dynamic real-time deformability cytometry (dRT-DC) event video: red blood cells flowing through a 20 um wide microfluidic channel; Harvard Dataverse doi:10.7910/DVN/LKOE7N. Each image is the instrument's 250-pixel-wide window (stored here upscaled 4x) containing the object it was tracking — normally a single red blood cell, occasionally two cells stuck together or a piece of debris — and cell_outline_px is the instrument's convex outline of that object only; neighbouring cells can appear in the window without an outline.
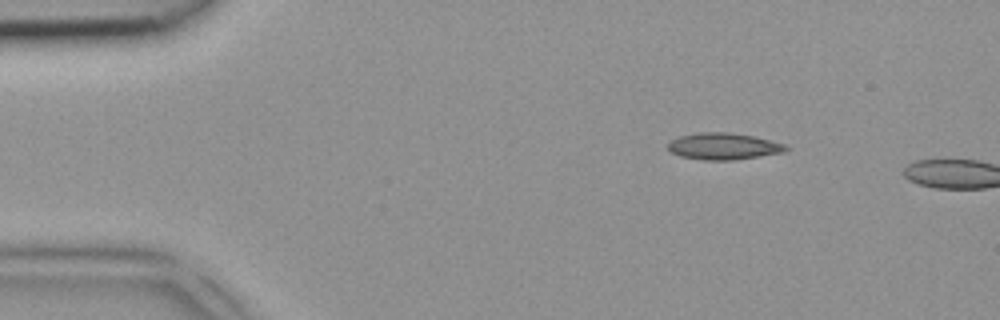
{"species": "common noctule bat (a hibernating species)", "species_latin": "Nyctalus noctula", "temperature_condition": "room temperature", "stored_images_in_passage": 2, "camera_frame_rate_fps": 3000, "um_per_image_px": 0.085, "animal": {"sex": "female", "body_mass_g": 18.4}, "frame": {"image": 1, "passage_image": 1, "time_ms": 0.0, "image_size_px": [1000, 320], "cell_outline_px": [[788, 148], [784, 152], [760, 156], [732, 160], [704, 160], [680, 156], [672, 152], [668, 148], [668, 144], [672, 140], [680, 136], [700, 132], [728, 132], [756, 136], [784, 144]], "centroid_in_image_um": [61.51, 12.43], "position_along_channel_um": 23.5, "area_um2": 18.21}}